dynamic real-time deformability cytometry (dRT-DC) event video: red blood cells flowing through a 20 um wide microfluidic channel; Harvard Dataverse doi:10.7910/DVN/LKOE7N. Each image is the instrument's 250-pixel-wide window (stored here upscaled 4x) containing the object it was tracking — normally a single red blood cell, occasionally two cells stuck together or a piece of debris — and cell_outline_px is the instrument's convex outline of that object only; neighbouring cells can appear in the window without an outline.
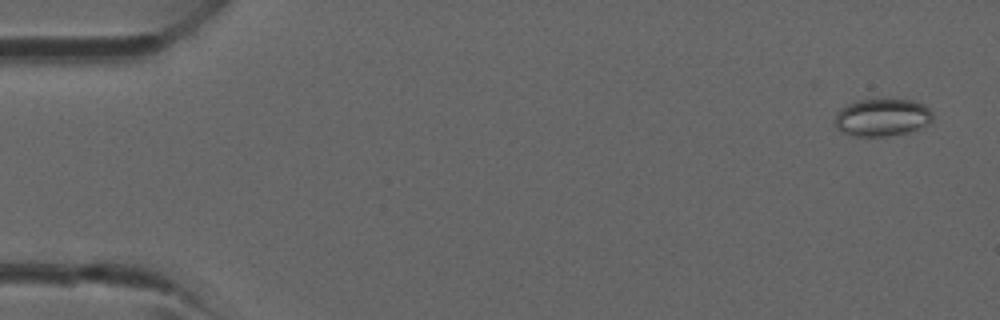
{"species": "common noctule bat (a hibernating species)", "species_latin": "Nyctalus noctula", "temperature_condition": "room temperature", "stored_images_in_passage": 4, "camera_frame_rate_fps": 3000, "um_per_image_px": 0.085, "animal": {"sex": "male", "forearm_length_mm": 52.5}, "frame": {"image": 1, "passage_image": 1, "time_ms": 0.0, "image_size_px": [1000, 320], "cell_outline_px": [[932, 120], [928, 124], [908, 132], [888, 136], [856, 136], [844, 132], [836, 128], [836, 112], [840, 108], [848, 104], [860, 100], [912, 100], [924, 104], [932, 112]], "centroid_in_image_um": [74.99, 9.98], "position_along_channel_um": 10.0, "area_um2": 21.15}}